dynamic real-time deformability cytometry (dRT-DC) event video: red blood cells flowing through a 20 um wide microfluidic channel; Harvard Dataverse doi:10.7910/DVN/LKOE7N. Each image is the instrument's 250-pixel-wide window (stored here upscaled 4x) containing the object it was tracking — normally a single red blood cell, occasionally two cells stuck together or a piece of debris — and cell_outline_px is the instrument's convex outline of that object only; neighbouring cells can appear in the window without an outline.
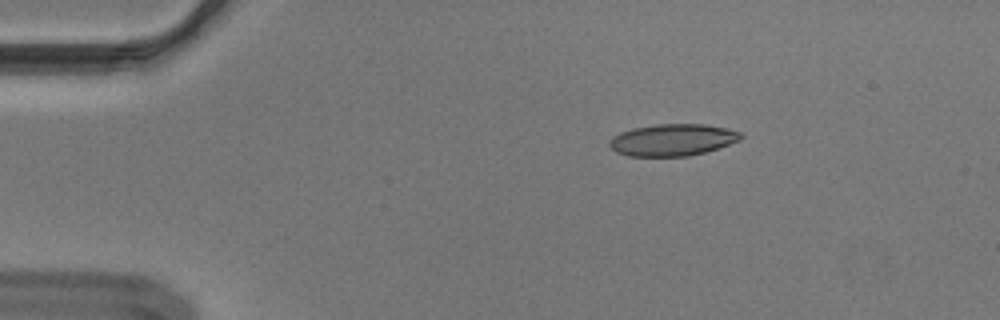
{"species": "Egyptian fruit bat (a non-hibernating species)", "species_latin": "Rousettus aegyptiacus", "temperature_condition": "cold", "stored_images_in_passage": 46, "camera_frame_rate_fps": 3000, "um_per_image_px": 0.085, "animal": {"sex": "male"}, "frame": {"image": 1, "passage_image": 1, "time_ms": 0.0, "image_size_px": [1000, 320], "cell_outline_px": [[744, 136], [740, 140], [704, 152], [688, 156], [628, 156], [616, 152], [608, 144], [612, 136], [620, 132], [636, 128], [656, 124], [704, 124], [728, 128], [740, 132]], "centroid_in_image_um": [57.16, 11.89], "position_along_channel_um": 27.8, "area_um2": 24.28}}
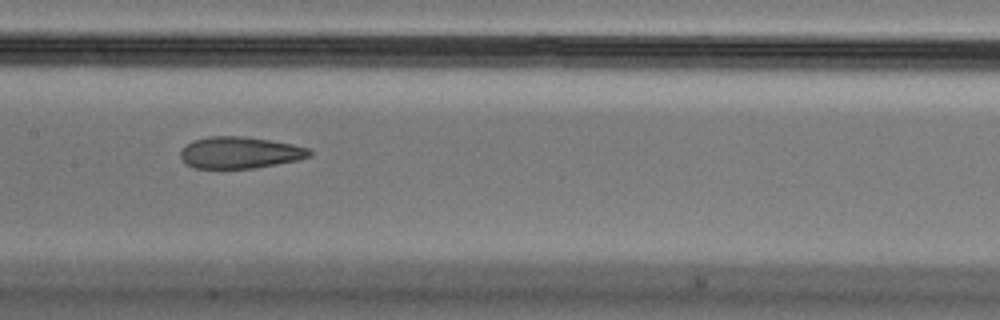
{"frame": {"image": 2, "passage_image": 19, "time_ms": 6.0, "image_size_px": [1000, 320], "cell_outline_px": [[312, 156], [296, 160], [256, 168], [196, 168], [188, 164], [180, 156], [180, 152], [192, 140], [208, 136], [244, 136], [272, 140], [292, 144], [308, 148], [312, 152]], "centroid_in_image_um": [20.41, 12.96], "position_along_channel_um": 187.0, "area_um2": 23.7}}
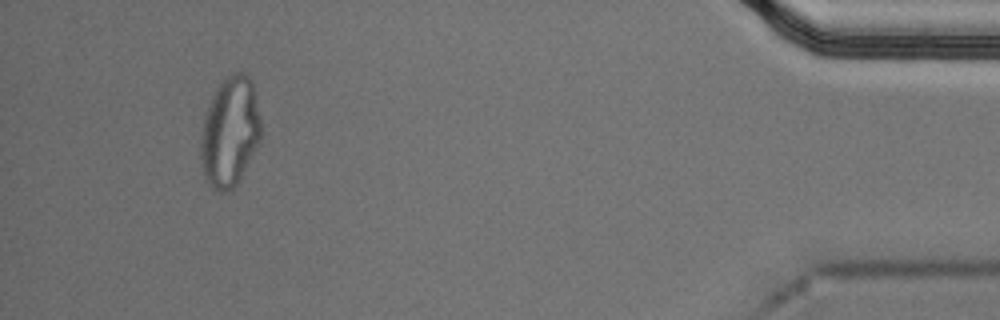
{"frame": {"image": 3, "passage_image": 43, "time_ms": 14.0, "image_size_px": [1000, 320], "cell_outline_px": [[260, 140], [240, 180], [232, 188], [224, 192], [220, 192], [212, 188], [204, 180], [200, 164], [200, 136], [204, 116], [212, 96], [216, 88], [232, 72], [244, 72], [252, 80], [260, 120]], "centroid_in_image_um": [19.51, 11.24], "position_along_channel_um": 415.7, "area_um2": 38.78}, "authors_computed_cell_mechanics": {"area_um2": 25.3742, "velocity_mm_per_s": 3.6458, "shape_relaxation_time_tau1_ms": null, "shape_relaxation_time_tau2_ms": 2.7459, "deformation_change_tau1": null, "deformation_change_tau2": 0.1038}}